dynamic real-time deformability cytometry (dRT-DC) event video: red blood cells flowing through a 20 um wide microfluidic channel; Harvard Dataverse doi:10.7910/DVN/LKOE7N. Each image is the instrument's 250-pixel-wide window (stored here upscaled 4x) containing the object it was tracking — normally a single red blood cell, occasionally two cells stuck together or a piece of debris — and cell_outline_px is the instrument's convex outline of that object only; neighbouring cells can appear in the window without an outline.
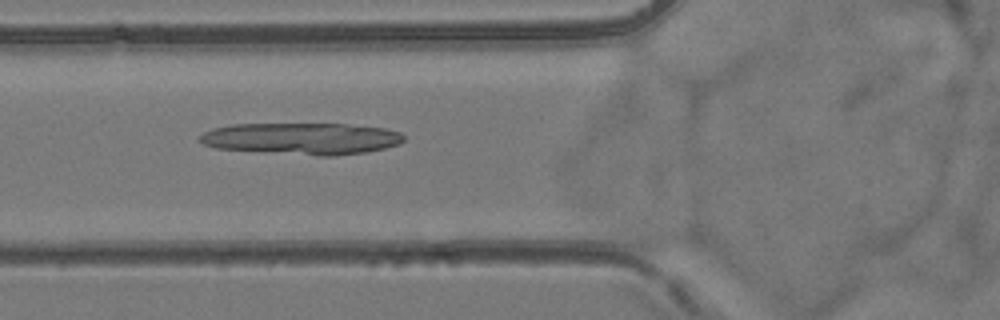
{"species": "common noctule bat (a hibernating species)", "species_latin": "Nyctalus noctula", "temperature_condition": "room temperature", "stored_images_in_passage": 53, "camera_frame_rate_fps": 3000, "um_per_image_px": 0.085, "animal": {"sex": "female", "body_mass_g": 24.6, "forearm_length_mm": 56.2}, "frame": {"image": 1, "passage_image": 20, "time_ms": 6.333, "image_size_px": [1000, 320], "cell_outline_px": [[404, 140], [400, 144], [368, 152], [336, 156], [316, 156], [216, 148], [204, 144], [196, 140], [196, 136], [212, 128], [232, 124], [348, 124], [384, 128], [400, 132], [404, 136]], "centroid_in_image_um": [25.63, 11.78], "position_along_channel_um": 100.2, "area_um2": 38.09}}
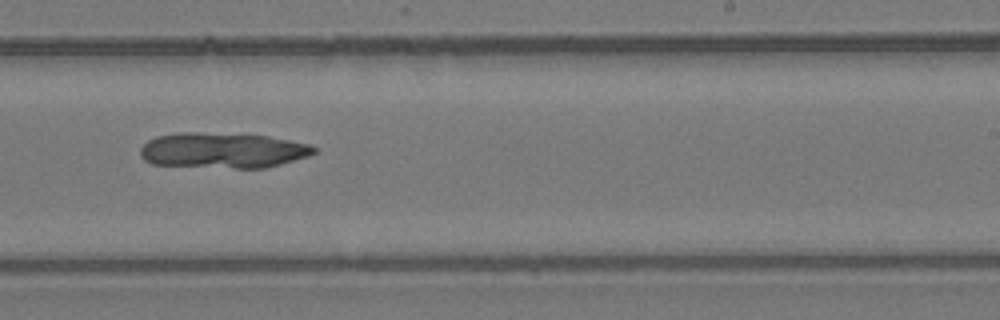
{"frame": {"image": 2, "passage_image": 33, "time_ms": 10.667, "image_size_px": [1000, 320], "cell_outline_px": [[316, 152], [308, 156], [280, 164], [264, 168], [236, 168], [152, 164], [144, 160], [140, 156], [140, 148], [148, 140], [156, 136], [180, 132], [196, 132], [268, 136], [312, 144], [316, 148]], "centroid_in_image_um": [18.93, 12.78], "position_along_channel_um": 270.1, "area_um2": 35.89}}
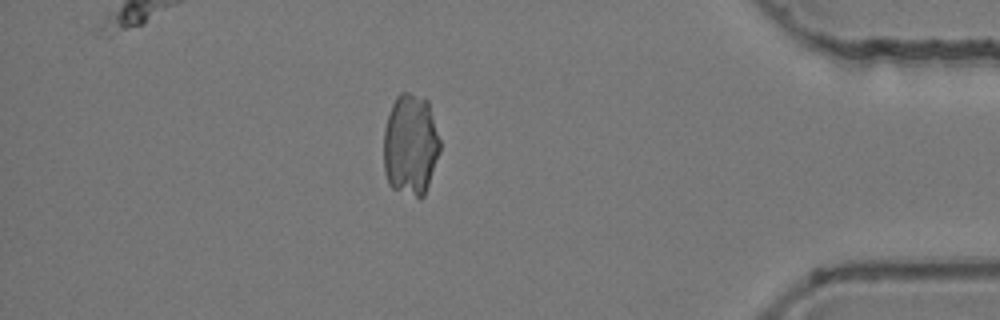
{"frame": {"image": 3, "passage_image": 46, "time_ms": 15.0, "image_size_px": [1000, 320], "cell_outline_px": [[440, 152], [424, 196], [420, 200], [392, 188], [388, 184], [384, 172], [384, 128], [392, 104], [396, 96], [400, 92], [408, 92], [424, 96], [428, 100], [440, 140]], "centroid_in_image_um": [34.89, 12.31], "position_along_channel_um": 400.3, "area_um2": 33.87}}